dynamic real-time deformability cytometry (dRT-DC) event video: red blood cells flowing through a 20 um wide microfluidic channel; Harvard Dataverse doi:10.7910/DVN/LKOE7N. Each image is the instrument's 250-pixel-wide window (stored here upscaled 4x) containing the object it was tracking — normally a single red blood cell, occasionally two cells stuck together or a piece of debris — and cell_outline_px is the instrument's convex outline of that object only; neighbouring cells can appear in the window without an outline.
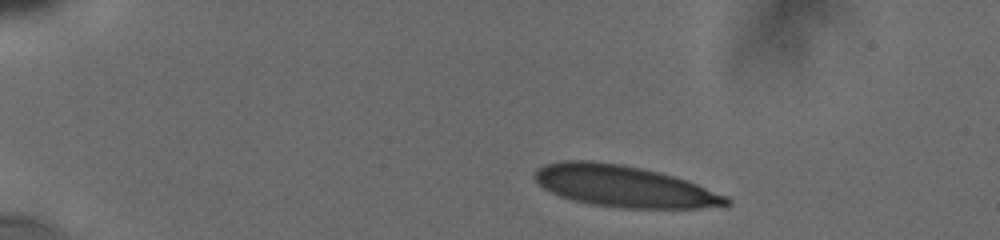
{"species": "human", "species_latin": "Homo sapiens", "temperature_condition": "cold", "stored_images_in_passage": 4, "camera_frame_rate_fps": 3000, "um_per_image_px": 0.085, "donor": {"sex": "male"}, "frame": {"image": 1, "passage_image": 1, "time_ms": 0.0, "image_size_px": [1000, 240], "cell_outline_px": [[732, 204], [700, 208], [620, 208], [592, 204], [572, 200], [560, 196], [544, 188], [536, 180], [536, 168], [544, 164], [564, 160], [592, 160], [620, 164], [640, 168], [672, 176], [696, 184], [728, 196], [732, 200]], "centroid_in_image_um": [53.03, 15.83], "position_along_channel_um": 32.0, "area_um2": 45.95}}
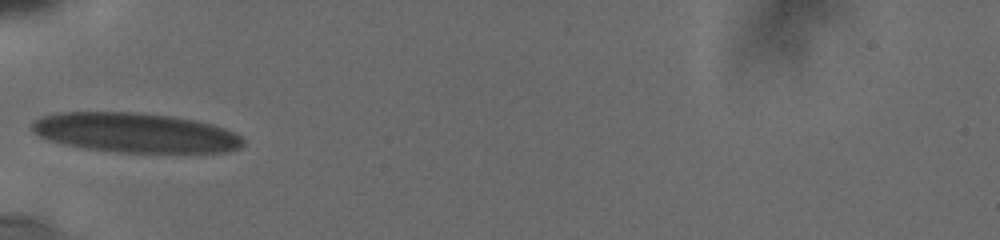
{"frame": {"image": 2, "passage_image": 4, "time_ms": 3.333, "image_size_px": [1000, 240], "cell_outline_px": [[244, 144], [240, 148], [224, 152], [116, 152], [80, 148], [64, 144], [40, 136], [32, 132], [28, 128], [32, 120], [40, 116], [56, 112], [136, 112], [172, 116], [196, 120], [212, 124], [224, 128], [240, 136], [244, 140]], "centroid_in_image_um": [11.43, 11.27], "position_along_channel_um": 73.6, "area_um2": 49.13}}